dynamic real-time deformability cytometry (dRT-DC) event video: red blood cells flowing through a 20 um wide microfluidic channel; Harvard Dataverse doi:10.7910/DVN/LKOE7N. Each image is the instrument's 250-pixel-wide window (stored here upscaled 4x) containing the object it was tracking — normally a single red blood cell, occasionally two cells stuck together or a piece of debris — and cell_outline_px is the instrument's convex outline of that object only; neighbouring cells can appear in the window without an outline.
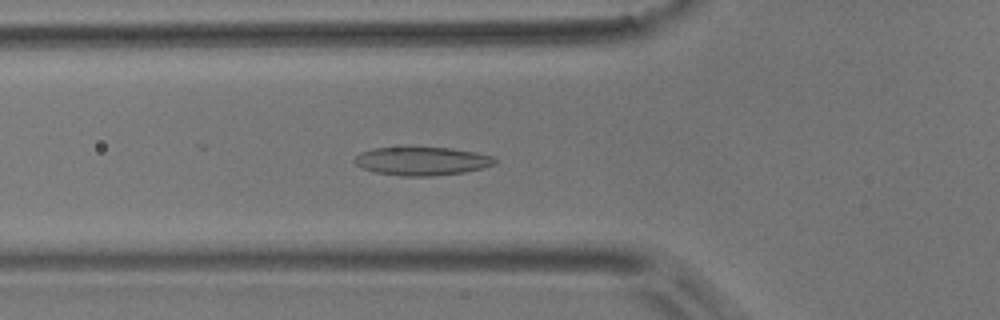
{"species": "common noctule bat (a hibernating species)", "species_latin": "Nyctalus noctula", "temperature_condition": "room temperature", "stored_images_in_passage": 7, "camera_frame_rate_fps": 3000, "um_per_image_px": 0.085, "animal": {"sex": "male", "body_mass_g": 17.9}, "frame": {"image": 1, "passage_image": 3, "time_ms": 0.667, "image_size_px": [1000, 320], "cell_outline_px": [[496, 164], [484, 168], [464, 172], [432, 176], [400, 176], [376, 172], [364, 168], [356, 164], [352, 160], [360, 152], [372, 148], [452, 148], [476, 152], [492, 156], [496, 160]], "centroid_in_image_um": [35.88, 13.7], "position_along_channel_um": 89.9, "area_um2": 23.12}}